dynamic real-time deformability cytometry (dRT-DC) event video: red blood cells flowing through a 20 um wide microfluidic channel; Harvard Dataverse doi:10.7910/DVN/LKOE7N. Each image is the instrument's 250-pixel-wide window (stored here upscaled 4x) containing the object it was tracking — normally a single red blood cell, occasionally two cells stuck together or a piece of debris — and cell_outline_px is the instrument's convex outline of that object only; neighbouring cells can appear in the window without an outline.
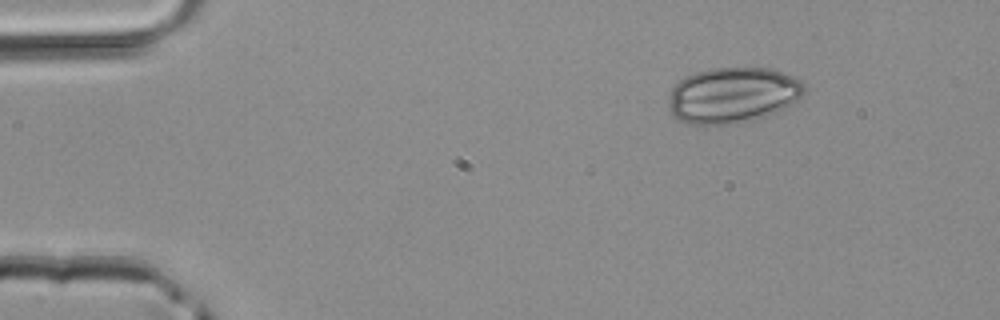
{"species": "common noctule bat (a hibernating species)", "species_latin": "Nyctalus noctula", "temperature_condition": "room temperature", "stored_images_in_passage": 4, "camera_frame_rate_fps": 3000, "um_per_image_px": 0.085, "animal": {"sex": "male", "body_mass_g": 20.4}, "frame": {"image": 1, "passage_image": 1, "time_ms": 0.0, "image_size_px": [1000, 320], "cell_outline_px": [[804, 92], [792, 104], [776, 112], [764, 116], [736, 124], [688, 124], [680, 120], [668, 108], [668, 100], [672, 88], [680, 80], [696, 72], [708, 68], [772, 68], [792, 76], [800, 80], [804, 84]], "centroid_in_image_um": [62.27, 8.08], "position_along_channel_um": 22.7, "area_um2": 43.93}}